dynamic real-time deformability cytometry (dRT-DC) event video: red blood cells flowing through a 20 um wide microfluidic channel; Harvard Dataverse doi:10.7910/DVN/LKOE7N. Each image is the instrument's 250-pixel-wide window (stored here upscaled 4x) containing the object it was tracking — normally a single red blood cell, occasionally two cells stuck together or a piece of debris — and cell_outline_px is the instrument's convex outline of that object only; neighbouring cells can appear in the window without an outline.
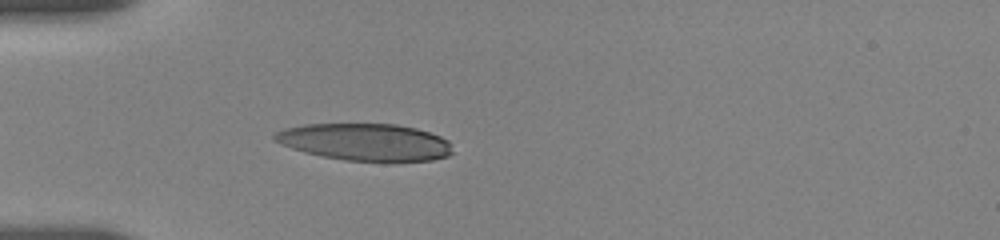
{"species": "human", "species_latin": "Homo sapiens", "temperature_condition": "room temperature", "stored_images_in_passage": 39, "camera_frame_rate_fps": 3000, "um_per_image_px": 0.085, "donor": {"sex": "female"}, "frame": {"image": 1, "passage_image": 10, "time_ms": 4.667, "image_size_px": [1000, 240], "cell_outline_px": [[452, 152], [448, 156], [432, 160], [344, 160], [304, 152], [280, 144], [272, 140], [272, 136], [276, 132], [284, 128], [304, 124], [396, 124], [416, 128], [440, 136], [448, 140], [452, 144]], "centroid_in_image_um": [31.01, 12.05], "position_along_channel_um": 54.0, "area_um2": 38.21}}
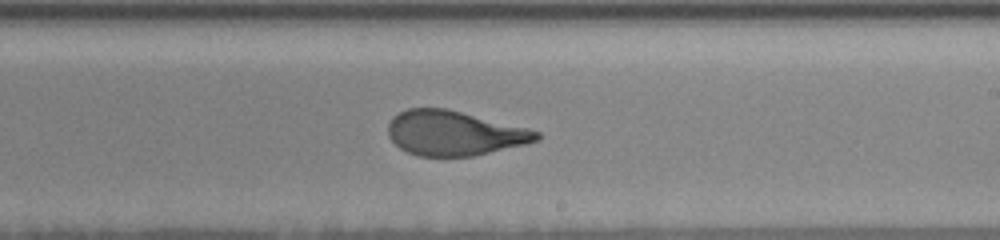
{"frame": {"image": 2, "passage_image": 24, "time_ms": 10.333, "image_size_px": [1000, 240], "cell_outline_px": [[540, 140], [524, 144], [472, 156], [420, 156], [408, 152], [400, 148], [388, 136], [388, 124], [392, 116], [408, 108], [448, 108], [528, 128], [540, 132]], "centroid_in_image_um": [38.59, 11.3], "position_along_channel_um": 250.4, "area_um2": 38.61}}
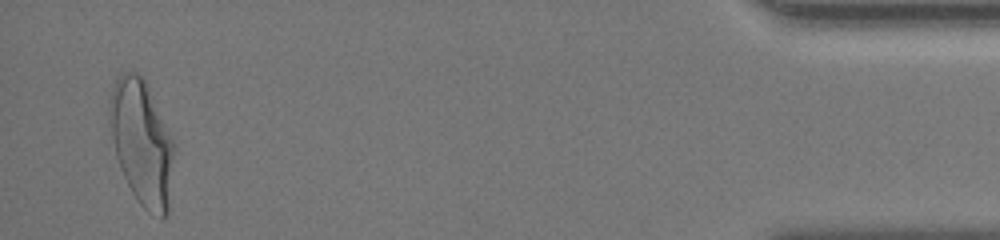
{"frame": {"image": 3, "passage_image": 39, "time_ms": 17.0, "image_size_px": [1000, 240], "cell_outline_px": [[176, 148], [168, 216], [164, 220], [160, 220], [148, 212], [136, 200], [120, 168], [116, 156], [112, 136], [108, 108], [108, 104], [112, 88], [116, 80], [124, 72], [136, 72], [144, 80], [176, 144]], "centroid_in_image_um": [12.09, 12.21], "position_along_channel_um": 423.1, "area_um2": 47.34}, "authors_computed_cell_mechanics": {"area_um2": 40.0554, "velocity_mm_per_s": 3.6656, "shape_relaxation_time_tau1_ms": 4.8736, "shape_relaxation_time_tau2_ms": 1.1269, "deformation_change_tau1": 0.2287, "deformation_change_tau2": 0.0884}}